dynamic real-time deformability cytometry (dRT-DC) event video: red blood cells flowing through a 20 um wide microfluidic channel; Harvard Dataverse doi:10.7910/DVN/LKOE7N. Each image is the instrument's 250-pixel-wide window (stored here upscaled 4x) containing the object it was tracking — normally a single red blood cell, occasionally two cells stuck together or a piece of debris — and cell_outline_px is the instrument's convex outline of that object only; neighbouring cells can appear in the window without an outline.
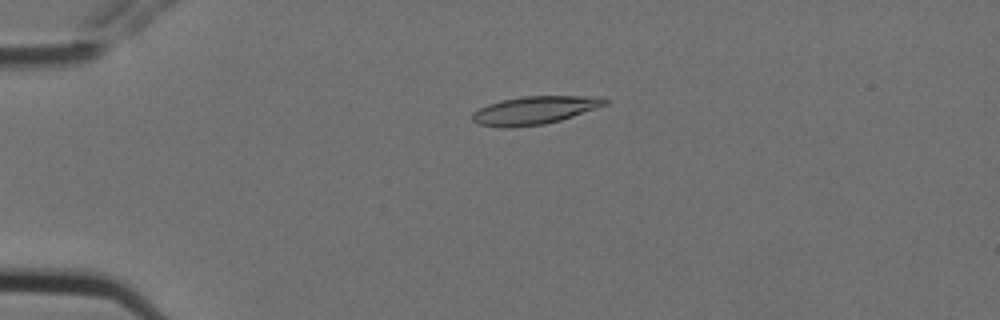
{"species": "Egyptian fruit bat (a non-hibernating species)", "species_latin": "Rousettus aegyptiacus", "temperature_condition": "cold", "stored_images_in_passage": 5, "camera_frame_rate_fps": 3000, "um_per_image_px": 0.085, "animal": {"sex": "female"}, "frame": {"image": 1, "passage_image": 4, "time_ms": 1.0, "image_size_px": [1000, 320], "cell_outline_px": [[608, 104], [560, 120], [544, 124], [504, 128], [480, 124], [472, 120], [472, 112], [488, 104], [500, 100], [524, 96], [604, 96], [608, 100]], "centroid_in_image_um": [45.45, 9.36], "position_along_channel_um": 39.5, "area_um2": 21.62}}